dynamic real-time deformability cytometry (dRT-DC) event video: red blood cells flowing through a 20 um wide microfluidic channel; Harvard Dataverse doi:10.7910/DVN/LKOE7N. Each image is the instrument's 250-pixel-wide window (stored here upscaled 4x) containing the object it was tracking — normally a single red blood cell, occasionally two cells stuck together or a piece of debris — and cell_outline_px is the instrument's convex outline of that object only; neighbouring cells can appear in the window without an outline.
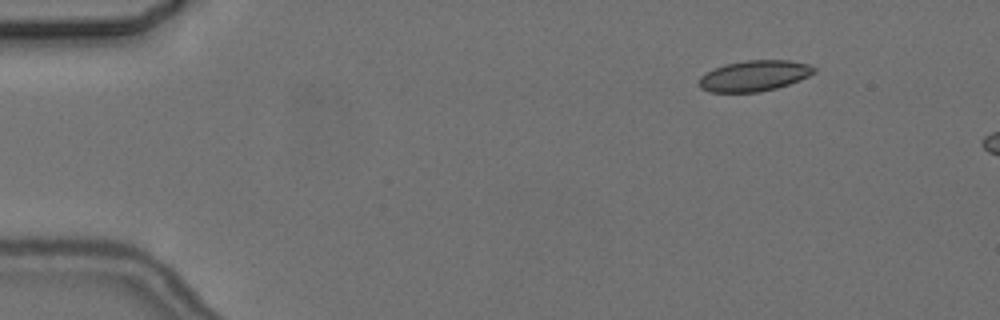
{"species": "common noctule bat (a hibernating species)", "species_latin": "Nyctalus noctula", "temperature_condition": "cold", "stored_images_in_passage": 2, "camera_frame_rate_fps": 3000, "um_per_image_px": 0.085, "animal": {"sex": "female", "body_mass_g": 24.6, "forearm_length_mm": 56.2}, "frame": {"image": 1, "passage_image": 1, "time_ms": 0.0, "image_size_px": [1000, 320], "cell_outline_px": [[816, 72], [800, 80], [776, 88], [760, 92], [708, 92], [700, 88], [700, 76], [724, 64], [744, 60], [788, 60], [808, 64], [816, 68]], "centroid_in_image_um": [64.12, 6.44], "position_along_channel_um": 20.9, "area_um2": 20.58}}